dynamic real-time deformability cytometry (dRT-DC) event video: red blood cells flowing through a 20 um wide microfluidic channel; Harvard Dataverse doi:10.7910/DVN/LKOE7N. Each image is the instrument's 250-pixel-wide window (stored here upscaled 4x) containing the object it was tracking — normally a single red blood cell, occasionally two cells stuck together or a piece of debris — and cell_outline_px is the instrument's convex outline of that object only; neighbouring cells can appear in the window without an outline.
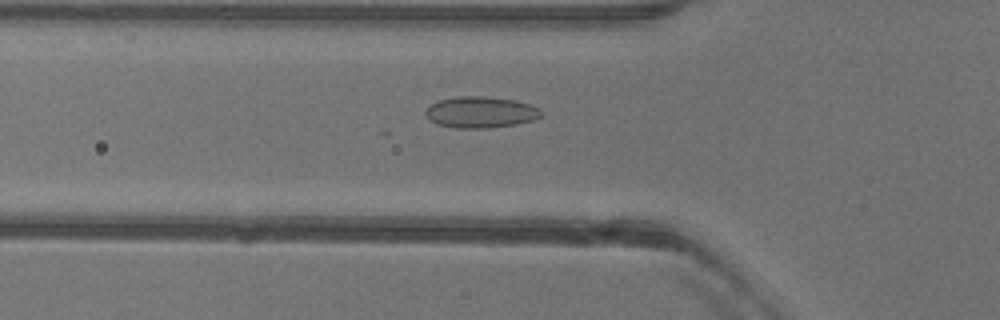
{"species": "common noctule bat (a hibernating species)", "species_latin": "Nyctalus noctula", "temperature_condition": "warm", "stored_images_in_passage": 38, "camera_frame_rate_fps": 3000, "um_per_image_px": 0.085, "animal": {"sex": "female"}, "frame": {"image": 1, "passage_image": 4, "time_ms": 1.0, "image_size_px": [1000, 320], "cell_outline_px": [[544, 112], [540, 116], [532, 120], [516, 124], [484, 128], [456, 128], [436, 124], [424, 112], [432, 104], [440, 100], [456, 96], [484, 96], [512, 100], [528, 104], [540, 108]], "centroid_in_image_um": [40.86, 9.54], "position_along_channel_um": 84.9, "area_um2": 20.81}}
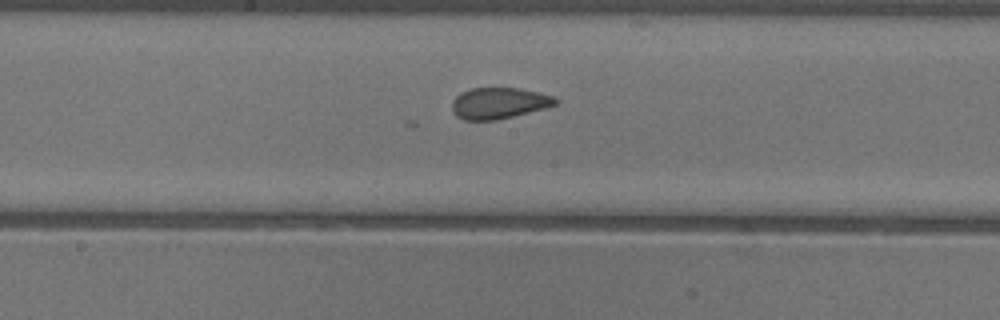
{"frame": {"image": 2, "passage_image": 13, "time_ms": 4.0, "image_size_px": [1000, 320], "cell_outline_px": [[560, 100], [556, 104], [544, 108], [496, 120], [464, 120], [456, 116], [452, 112], [452, 100], [460, 92], [472, 88], [516, 88], [536, 92], [552, 96]], "centroid_in_image_um": [42.35, 8.77], "position_along_channel_um": 205.8, "area_um2": 18.67}}
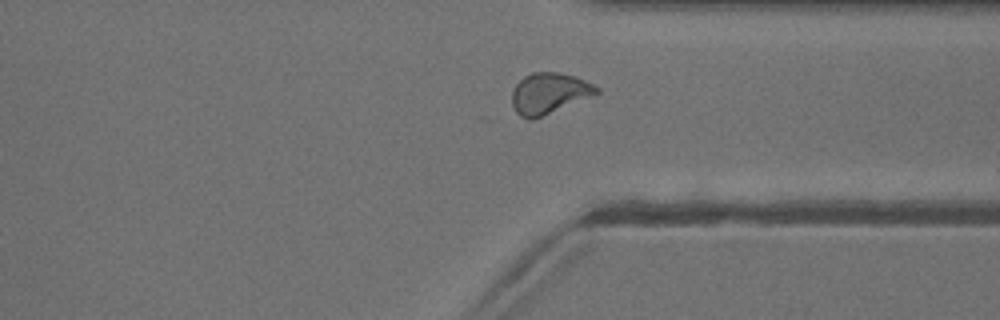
{"frame": {"image": 3, "passage_image": 25, "time_ms": 8.0, "image_size_px": [1000, 320], "cell_outline_px": [[600, 92], [532, 120], [528, 120], [520, 116], [516, 112], [512, 104], [512, 92], [516, 84], [524, 76], [532, 72], [560, 72], [576, 76], [600, 88]], "centroid_in_image_um": [46.64, 7.92], "position_along_channel_um": 364.8, "area_um2": 20.0}, "authors_computed_cell_mechanics": {"area_um2": 19.5942, "velocity_mm_per_s": 4.0069, "shape_relaxation_time_tau1_ms": null, "shape_relaxation_time_tau2_ms": 0.738, "deformation_change_tau1": null, "deformation_change_tau2": 0.0729}}